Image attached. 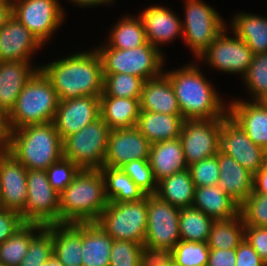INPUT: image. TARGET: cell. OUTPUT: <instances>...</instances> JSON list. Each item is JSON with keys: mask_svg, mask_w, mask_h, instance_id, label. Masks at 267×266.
<instances>
[{"mask_svg": "<svg viewBox=\"0 0 267 266\" xmlns=\"http://www.w3.org/2000/svg\"><path fill=\"white\" fill-rule=\"evenodd\" d=\"M100 170L108 202L139 201L147 196L121 168L103 166Z\"/></svg>", "mask_w": 267, "mask_h": 266, "instance_id": "d6a6232c", "label": "cell"}, {"mask_svg": "<svg viewBox=\"0 0 267 266\" xmlns=\"http://www.w3.org/2000/svg\"><path fill=\"white\" fill-rule=\"evenodd\" d=\"M81 169L70 159L62 157L47 169V176L51 187L61 194L72 182Z\"/></svg>", "mask_w": 267, "mask_h": 266, "instance_id": "7bdbcfd3", "label": "cell"}, {"mask_svg": "<svg viewBox=\"0 0 267 266\" xmlns=\"http://www.w3.org/2000/svg\"><path fill=\"white\" fill-rule=\"evenodd\" d=\"M40 70L53 84L59 100L100 97L103 93L102 62L96 48L44 64Z\"/></svg>", "mask_w": 267, "mask_h": 266, "instance_id": "6da1fadb", "label": "cell"}, {"mask_svg": "<svg viewBox=\"0 0 267 266\" xmlns=\"http://www.w3.org/2000/svg\"><path fill=\"white\" fill-rule=\"evenodd\" d=\"M147 196L139 201L108 202L96 223L113 240L144 243L147 230Z\"/></svg>", "mask_w": 267, "mask_h": 266, "instance_id": "52a82bcc", "label": "cell"}, {"mask_svg": "<svg viewBox=\"0 0 267 266\" xmlns=\"http://www.w3.org/2000/svg\"><path fill=\"white\" fill-rule=\"evenodd\" d=\"M10 154L27 170H43L63 157V140L52 122L13 130Z\"/></svg>", "mask_w": 267, "mask_h": 266, "instance_id": "277c9868", "label": "cell"}, {"mask_svg": "<svg viewBox=\"0 0 267 266\" xmlns=\"http://www.w3.org/2000/svg\"><path fill=\"white\" fill-rule=\"evenodd\" d=\"M57 1L12 0V15L45 45L65 19L64 8Z\"/></svg>", "mask_w": 267, "mask_h": 266, "instance_id": "8fae6325", "label": "cell"}, {"mask_svg": "<svg viewBox=\"0 0 267 266\" xmlns=\"http://www.w3.org/2000/svg\"><path fill=\"white\" fill-rule=\"evenodd\" d=\"M73 1L75 4H77L79 7H89V6H97V5H103L106 3V5L109 3H113V0H70Z\"/></svg>", "mask_w": 267, "mask_h": 266, "instance_id": "9f6ffc18", "label": "cell"}, {"mask_svg": "<svg viewBox=\"0 0 267 266\" xmlns=\"http://www.w3.org/2000/svg\"><path fill=\"white\" fill-rule=\"evenodd\" d=\"M96 50L101 58L103 74L126 73L146 81L163 73L164 57L160 49L148 41L127 50L110 48L105 44Z\"/></svg>", "mask_w": 267, "mask_h": 266, "instance_id": "8992f818", "label": "cell"}, {"mask_svg": "<svg viewBox=\"0 0 267 266\" xmlns=\"http://www.w3.org/2000/svg\"><path fill=\"white\" fill-rule=\"evenodd\" d=\"M234 34L242 39L253 54L267 52V17L251 13H239L231 21Z\"/></svg>", "mask_w": 267, "mask_h": 266, "instance_id": "1f68e13d", "label": "cell"}, {"mask_svg": "<svg viewBox=\"0 0 267 266\" xmlns=\"http://www.w3.org/2000/svg\"><path fill=\"white\" fill-rule=\"evenodd\" d=\"M244 239L250 243L259 257L267 263V228L245 226Z\"/></svg>", "mask_w": 267, "mask_h": 266, "instance_id": "681fc988", "label": "cell"}, {"mask_svg": "<svg viewBox=\"0 0 267 266\" xmlns=\"http://www.w3.org/2000/svg\"><path fill=\"white\" fill-rule=\"evenodd\" d=\"M251 101H231L228 115L240 125L255 145L267 151V107L258 100Z\"/></svg>", "mask_w": 267, "mask_h": 266, "instance_id": "ffe728a7", "label": "cell"}, {"mask_svg": "<svg viewBox=\"0 0 267 266\" xmlns=\"http://www.w3.org/2000/svg\"><path fill=\"white\" fill-rule=\"evenodd\" d=\"M113 241L96 222H84L82 266H110Z\"/></svg>", "mask_w": 267, "mask_h": 266, "instance_id": "f546056e", "label": "cell"}, {"mask_svg": "<svg viewBox=\"0 0 267 266\" xmlns=\"http://www.w3.org/2000/svg\"><path fill=\"white\" fill-rule=\"evenodd\" d=\"M254 248L245 239L236 248V266H265Z\"/></svg>", "mask_w": 267, "mask_h": 266, "instance_id": "f907efd6", "label": "cell"}, {"mask_svg": "<svg viewBox=\"0 0 267 266\" xmlns=\"http://www.w3.org/2000/svg\"><path fill=\"white\" fill-rule=\"evenodd\" d=\"M218 163L220 175L217 185L241 206L253 193L254 175L221 151L218 152Z\"/></svg>", "mask_w": 267, "mask_h": 266, "instance_id": "603a6c76", "label": "cell"}, {"mask_svg": "<svg viewBox=\"0 0 267 266\" xmlns=\"http://www.w3.org/2000/svg\"><path fill=\"white\" fill-rule=\"evenodd\" d=\"M0 199H1V177H0Z\"/></svg>", "mask_w": 267, "mask_h": 266, "instance_id": "6125c7cd", "label": "cell"}, {"mask_svg": "<svg viewBox=\"0 0 267 266\" xmlns=\"http://www.w3.org/2000/svg\"><path fill=\"white\" fill-rule=\"evenodd\" d=\"M139 16L144 24L147 41L157 49L176 37L183 38L182 20L169 8L150 6Z\"/></svg>", "mask_w": 267, "mask_h": 266, "instance_id": "44dd1931", "label": "cell"}, {"mask_svg": "<svg viewBox=\"0 0 267 266\" xmlns=\"http://www.w3.org/2000/svg\"><path fill=\"white\" fill-rule=\"evenodd\" d=\"M106 45L116 49H131L147 42L146 32L142 19L125 16L114 25Z\"/></svg>", "mask_w": 267, "mask_h": 266, "instance_id": "d590c367", "label": "cell"}, {"mask_svg": "<svg viewBox=\"0 0 267 266\" xmlns=\"http://www.w3.org/2000/svg\"><path fill=\"white\" fill-rule=\"evenodd\" d=\"M142 244L114 240L110 252V266H140Z\"/></svg>", "mask_w": 267, "mask_h": 266, "instance_id": "ee69618b", "label": "cell"}, {"mask_svg": "<svg viewBox=\"0 0 267 266\" xmlns=\"http://www.w3.org/2000/svg\"><path fill=\"white\" fill-rule=\"evenodd\" d=\"M99 117L100 97L83 96L59 100L53 123L59 136L64 140Z\"/></svg>", "mask_w": 267, "mask_h": 266, "instance_id": "2e32d148", "label": "cell"}, {"mask_svg": "<svg viewBox=\"0 0 267 266\" xmlns=\"http://www.w3.org/2000/svg\"><path fill=\"white\" fill-rule=\"evenodd\" d=\"M253 192L267 196V164L254 174Z\"/></svg>", "mask_w": 267, "mask_h": 266, "instance_id": "db71d44e", "label": "cell"}, {"mask_svg": "<svg viewBox=\"0 0 267 266\" xmlns=\"http://www.w3.org/2000/svg\"><path fill=\"white\" fill-rule=\"evenodd\" d=\"M140 110L161 114H181L175 91L164 73L144 82Z\"/></svg>", "mask_w": 267, "mask_h": 266, "instance_id": "484cf974", "label": "cell"}, {"mask_svg": "<svg viewBox=\"0 0 267 266\" xmlns=\"http://www.w3.org/2000/svg\"><path fill=\"white\" fill-rule=\"evenodd\" d=\"M26 223L43 226L60 224V194L43 170H27V202L19 213Z\"/></svg>", "mask_w": 267, "mask_h": 266, "instance_id": "9c48e42d", "label": "cell"}, {"mask_svg": "<svg viewBox=\"0 0 267 266\" xmlns=\"http://www.w3.org/2000/svg\"><path fill=\"white\" fill-rule=\"evenodd\" d=\"M41 46L44 45L13 15L0 29V62L30 61Z\"/></svg>", "mask_w": 267, "mask_h": 266, "instance_id": "d6986e66", "label": "cell"}, {"mask_svg": "<svg viewBox=\"0 0 267 266\" xmlns=\"http://www.w3.org/2000/svg\"><path fill=\"white\" fill-rule=\"evenodd\" d=\"M247 89L258 100L267 91V52L255 54L247 72L242 77Z\"/></svg>", "mask_w": 267, "mask_h": 266, "instance_id": "ab89813d", "label": "cell"}, {"mask_svg": "<svg viewBox=\"0 0 267 266\" xmlns=\"http://www.w3.org/2000/svg\"><path fill=\"white\" fill-rule=\"evenodd\" d=\"M103 93L101 96L140 99L144 79L124 73L103 74Z\"/></svg>", "mask_w": 267, "mask_h": 266, "instance_id": "74e56055", "label": "cell"}, {"mask_svg": "<svg viewBox=\"0 0 267 266\" xmlns=\"http://www.w3.org/2000/svg\"><path fill=\"white\" fill-rule=\"evenodd\" d=\"M226 28L199 56L205 59L209 66L226 73L241 74L247 72L253 59V52L249 46L235 34L234 37L226 36Z\"/></svg>", "mask_w": 267, "mask_h": 266, "instance_id": "9a60e30c", "label": "cell"}, {"mask_svg": "<svg viewBox=\"0 0 267 266\" xmlns=\"http://www.w3.org/2000/svg\"><path fill=\"white\" fill-rule=\"evenodd\" d=\"M40 67L31 65L30 61L0 62V111L9 112L16 104L24 86Z\"/></svg>", "mask_w": 267, "mask_h": 266, "instance_id": "7402d4cb", "label": "cell"}, {"mask_svg": "<svg viewBox=\"0 0 267 266\" xmlns=\"http://www.w3.org/2000/svg\"><path fill=\"white\" fill-rule=\"evenodd\" d=\"M192 207L202 211L213 220H226L240 213V206L217 184L195 187Z\"/></svg>", "mask_w": 267, "mask_h": 266, "instance_id": "83f0119b", "label": "cell"}, {"mask_svg": "<svg viewBox=\"0 0 267 266\" xmlns=\"http://www.w3.org/2000/svg\"><path fill=\"white\" fill-rule=\"evenodd\" d=\"M53 256L52 225L45 226L30 241L22 261L46 262Z\"/></svg>", "mask_w": 267, "mask_h": 266, "instance_id": "bcb514c9", "label": "cell"}, {"mask_svg": "<svg viewBox=\"0 0 267 266\" xmlns=\"http://www.w3.org/2000/svg\"><path fill=\"white\" fill-rule=\"evenodd\" d=\"M223 118L184 120L179 139L188 166L220 151Z\"/></svg>", "mask_w": 267, "mask_h": 266, "instance_id": "4fadbf2b", "label": "cell"}, {"mask_svg": "<svg viewBox=\"0 0 267 266\" xmlns=\"http://www.w3.org/2000/svg\"><path fill=\"white\" fill-rule=\"evenodd\" d=\"M258 101L267 107V91L258 99Z\"/></svg>", "mask_w": 267, "mask_h": 266, "instance_id": "91938a15", "label": "cell"}, {"mask_svg": "<svg viewBox=\"0 0 267 266\" xmlns=\"http://www.w3.org/2000/svg\"><path fill=\"white\" fill-rule=\"evenodd\" d=\"M24 223L18 212L0 208V244L12 236Z\"/></svg>", "mask_w": 267, "mask_h": 266, "instance_id": "c3c4849f", "label": "cell"}, {"mask_svg": "<svg viewBox=\"0 0 267 266\" xmlns=\"http://www.w3.org/2000/svg\"><path fill=\"white\" fill-rule=\"evenodd\" d=\"M108 205L100 169H81L60 194V224L96 222Z\"/></svg>", "mask_w": 267, "mask_h": 266, "instance_id": "3957f363", "label": "cell"}, {"mask_svg": "<svg viewBox=\"0 0 267 266\" xmlns=\"http://www.w3.org/2000/svg\"><path fill=\"white\" fill-rule=\"evenodd\" d=\"M183 39L193 54L199 57L227 28L224 20L211 6L201 0H186Z\"/></svg>", "mask_w": 267, "mask_h": 266, "instance_id": "30bf717a", "label": "cell"}, {"mask_svg": "<svg viewBox=\"0 0 267 266\" xmlns=\"http://www.w3.org/2000/svg\"><path fill=\"white\" fill-rule=\"evenodd\" d=\"M150 145L136 127L112 129L103 166L120 168L133 160L149 159Z\"/></svg>", "mask_w": 267, "mask_h": 266, "instance_id": "e0dca14e", "label": "cell"}, {"mask_svg": "<svg viewBox=\"0 0 267 266\" xmlns=\"http://www.w3.org/2000/svg\"><path fill=\"white\" fill-rule=\"evenodd\" d=\"M58 104L59 98L53 84L39 69L24 86L8 114L13 130L31 124L52 122Z\"/></svg>", "mask_w": 267, "mask_h": 266, "instance_id": "5b68a950", "label": "cell"}, {"mask_svg": "<svg viewBox=\"0 0 267 266\" xmlns=\"http://www.w3.org/2000/svg\"><path fill=\"white\" fill-rule=\"evenodd\" d=\"M207 266H236V248L210 249Z\"/></svg>", "mask_w": 267, "mask_h": 266, "instance_id": "816d5d0a", "label": "cell"}, {"mask_svg": "<svg viewBox=\"0 0 267 266\" xmlns=\"http://www.w3.org/2000/svg\"><path fill=\"white\" fill-rule=\"evenodd\" d=\"M245 226L267 228V196L252 193L240 206Z\"/></svg>", "mask_w": 267, "mask_h": 266, "instance_id": "b9f144b4", "label": "cell"}, {"mask_svg": "<svg viewBox=\"0 0 267 266\" xmlns=\"http://www.w3.org/2000/svg\"><path fill=\"white\" fill-rule=\"evenodd\" d=\"M195 185L189 169L177 172L157 182V195L160 199L179 209L192 207Z\"/></svg>", "mask_w": 267, "mask_h": 266, "instance_id": "4dcf8cb0", "label": "cell"}, {"mask_svg": "<svg viewBox=\"0 0 267 266\" xmlns=\"http://www.w3.org/2000/svg\"><path fill=\"white\" fill-rule=\"evenodd\" d=\"M148 161L157 182L188 168L179 138L151 144Z\"/></svg>", "mask_w": 267, "mask_h": 266, "instance_id": "d4e9b609", "label": "cell"}, {"mask_svg": "<svg viewBox=\"0 0 267 266\" xmlns=\"http://www.w3.org/2000/svg\"><path fill=\"white\" fill-rule=\"evenodd\" d=\"M184 120L181 114H161L141 110L136 128L150 144H154L179 138Z\"/></svg>", "mask_w": 267, "mask_h": 266, "instance_id": "4316f807", "label": "cell"}, {"mask_svg": "<svg viewBox=\"0 0 267 266\" xmlns=\"http://www.w3.org/2000/svg\"><path fill=\"white\" fill-rule=\"evenodd\" d=\"M44 262L21 261L19 266H41Z\"/></svg>", "mask_w": 267, "mask_h": 266, "instance_id": "680465c9", "label": "cell"}, {"mask_svg": "<svg viewBox=\"0 0 267 266\" xmlns=\"http://www.w3.org/2000/svg\"><path fill=\"white\" fill-rule=\"evenodd\" d=\"M140 99L100 96V117L112 129L136 127Z\"/></svg>", "mask_w": 267, "mask_h": 266, "instance_id": "f1b7e54d", "label": "cell"}, {"mask_svg": "<svg viewBox=\"0 0 267 266\" xmlns=\"http://www.w3.org/2000/svg\"><path fill=\"white\" fill-rule=\"evenodd\" d=\"M111 129L99 117L63 140V157L80 169H100L104 165Z\"/></svg>", "mask_w": 267, "mask_h": 266, "instance_id": "ba28073f", "label": "cell"}, {"mask_svg": "<svg viewBox=\"0 0 267 266\" xmlns=\"http://www.w3.org/2000/svg\"><path fill=\"white\" fill-rule=\"evenodd\" d=\"M163 73L172 84L185 120L223 118L228 114V106L196 64Z\"/></svg>", "mask_w": 267, "mask_h": 266, "instance_id": "7a4b0ae2", "label": "cell"}, {"mask_svg": "<svg viewBox=\"0 0 267 266\" xmlns=\"http://www.w3.org/2000/svg\"><path fill=\"white\" fill-rule=\"evenodd\" d=\"M45 226L36 223H24L6 241L0 244V265L19 266L29 248L30 241Z\"/></svg>", "mask_w": 267, "mask_h": 266, "instance_id": "836d02e7", "label": "cell"}, {"mask_svg": "<svg viewBox=\"0 0 267 266\" xmlns=\"http://www.w3.org/2000/svg\"><path fill=\"white\" fill-rule=\"evenodd\" d=\"M207 243L180 240L172 249V261L178 266H207Z\"/></svg>", "mask_w": 267, "mask_h": 266, "instance_id": "f35d334b", "label": "cell"}, {"mask_svg": "<svg viewBox=\"0 0 267 266\" xmlns=\"http://www.w3.org/2000/svg\"><path fill=\"white\" fill-rule=\"evenodd\" d=\"M172 261V249L142 245L140 266H168Z\"/></svg>", "mask_w": 267, "mask_h": 266, "instance_id": "7dc6e473", "label": "cell"}, {"mask_svg": "<svg viewBox=\"0 0 267 266\" xmlns=\"http://www.w3.org/2000/svg\"><path fill=\"white\" fill-rule=\"evenodd\" d=\"M213 221L208 215L194 207L182 208L179 216L181 240L207 243Z\"/></svg>", "mask_w": 267, "mask_h": 266, "instance_id": "8d00e7d4", "label": "cell"}, {"mask_svg": "<svg viewBox=\"0 0 267 266\" xmlns=\"http://www.w3.org/2000/svg\"><path fill=\"white\" fill-rule=\"evenodd\" d=\"M168 266H178V265H176L173 261H171V263Z\"/></svg>", "mask_w": 267, "mask_h": 266, "instance_id": "94428289", "label": "cell"}, {"mask_svg": "<svg viewBox=\"0 0 267 266\" xmlns=\"http://www.w3.org/2000/svg\"><path fill=\"white\" fill-rule=\"evenodd\" d=\"M180 210L157 195H147V230L143 245L173 249L181 240Z\"/></svg>", "mask_w": 267, "mask_h": 266, "instance_id": "7c38bea8", "label": "cell"}, {"mask_svg": "<svg viewBox=\"0 0 267 266\" xmlns=\"http://www.w3.org/2000/svg\"><path fill=\"white\" fill-rule=\"evenodd\" d=\"M147 195L155 194L157 181L148 159L133 160L120 167Z\"/></svg>", "mask_w": 267, "mask_h": 266, "instance_id": "60d3db41", "label": "cell"}, {"mask_svg": "<svg viewBox=\"0 0 267 266\" xmlns=\"http://www.w3.org/2000/svg\"><path fill=\"white\" fill-rule=\"evenodd\" d=\"M195 187L212 186L219 180L218 154L188 166Z\"/></svg>", "mask_w": 267, "mask_h": 266, "instance_id": "f6af8a7d", "label": "cell"}, {"mask_svg": "<svg viewBox=\"0 0 267 266\" xmlns=\"http://www.w3.org/2000/svg\"><path fill=\"white\" fill-rule=\"evenodd\" d=\"M13 128L8 113L0 111V154H10L12 148Z\"/></svg>", "mask_w": 267, "mask_h": 266, "instance_id": "f5cc1de1", "label": "cell"}, {"mask_svg": "<svg viewBox=\"0 0 267 266\" xmlns=\"http://www.w3.org/2000/svg\"><path fill=\"white\" fill-rule=\"evenodd\" d=\"M12 16V0H0V29Z\"/></svg>", "mask_w": 267, "mask_h": 266, "instance_id": "11a10c76", "label": "cell"}, {"mask_svg": "<svg viewBox=\"0 0 267 266\" xmlns=\"http://www.w3.org/2000/svg\"><path fill=\"white\" fill-rule=\"evenodd\" d=\"M41 266H63L60 261L54 256L47 260L46 262L42 263Z\"/></svg>", "mask_w": 267, "mask_h": 266, "instance_id": "6f0895ef", "label": "cell"}, {"mask_svg": "<svg viewBox=\"0 0 267 266\" xmlns=\"http://www.w3.org/2000/svg\"><path fill=\"white\" fill-rule=\"evenodd\" d=\"M53 254L63 266H82L83 223L52 225Z\"/></svg>", "mask_w": 267, "mask_h": 266, "instance_id": "cb8c5ba5", "label": "cell"}, {"mask_svg": "<svg viewBox=\"0 0 267 266\" xmlns=\"http://www.w3.org/2000/svg\"><path fill=\"white\" fill-rule=\"evenodd\" d=\"M245 222L241 213L226 220H214L207 245L209 249H234L244 240Z\"/></svg>", "mask_w": 267, "mask_h": 266, "instance_id": "e575fe53", "label": "cell"}, {"mask_svg": "<svg viewBox=\"0 0 267 266\" xmlns=\"http://www.w3.org/2000/svg\"><path fill=\"white\" fill-rule=\"evenodd\" d=\"M0 208L20 213L27 202V169L11 154H0Z\"/></svg>", "mask_w": 267, "mask_h": 266, "instance_id": "ac0fdd59", "label": "cell"}, {"mask_svg": "<svg viewBox=\"0 0 267 266\" xmlns=\"http://www.w3.org/2000/svg\"><path fill=\"white\" fill-rule=\"evenodd\" d=\"M220 151L235 159L253 175L267 164V151L255 145L228 114L223 117Z\"/></svg>", "mask_w": 267, "mask_h": 266, "instance_id": "5bb4252c", "label": "cell"}]
</instances>
